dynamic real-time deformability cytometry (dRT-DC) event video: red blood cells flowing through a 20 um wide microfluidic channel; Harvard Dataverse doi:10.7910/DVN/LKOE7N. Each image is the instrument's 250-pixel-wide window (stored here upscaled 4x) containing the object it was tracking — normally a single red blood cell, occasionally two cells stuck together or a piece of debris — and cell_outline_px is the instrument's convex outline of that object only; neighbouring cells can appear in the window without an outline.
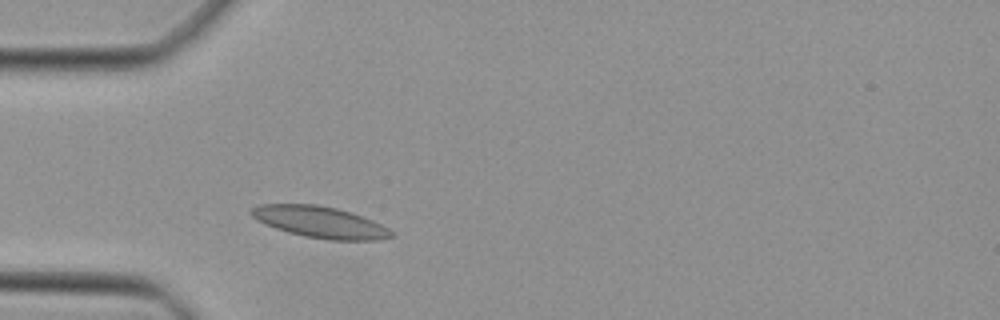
{"species": "Egyptian fruit bat (a non-hibernating species)", "species_latin": "Rousettus aegyptiacus", "temperature_condition": "cold", "stored_images_in_passage": 34, "camera_frame_rate_fps": 3000, "um_per_image_px": 0.085, "animal": {"sex": "female"}, "frame": {"image": 1, "passage_image": 1, "time_ms": 0.0, "image_size_px": [1000, 320], "cell_outline_px": [[392, 236], [376, 240], [328, 240], [304, 236], [288, 232], [264, 224], [256, 220], [252, 216], [252, 208], [260, 204], [316, 204], [336, 208], [372, 220], [388, 228], [392, 232]], "centroid_in_image_um": [27.17, 18.88], "position_along_channel_um": 57.8, "area_um2": 25.32}}
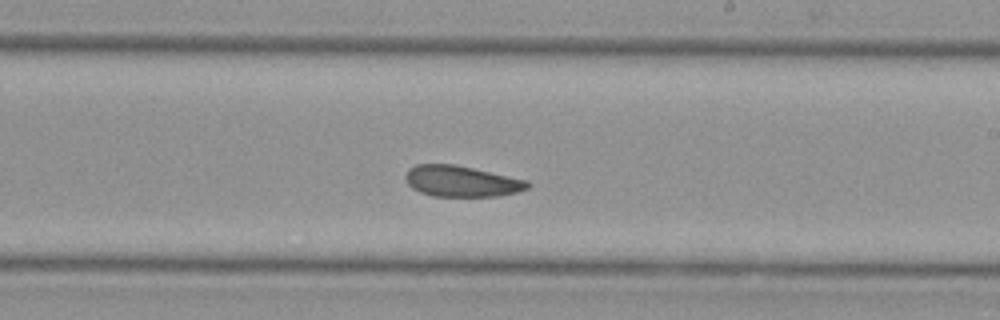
{"frame": {"image": 2, "passage_image": 15, "time_ms": 4.667, "image_size_px": [1000, 320], "cell_outline_px": [[532, 184], [528, 188], [516, 192], [500, 196], [432, 196], [420, 192], [412, 188], [408, 184], [404, 176], [408, 168], [416, 164], [456, 164], [528, 180]], "centroid_in_image_um": [39.22, 15.4], "position_along_channel_um": 249.8, "area_um2": 22.25}}
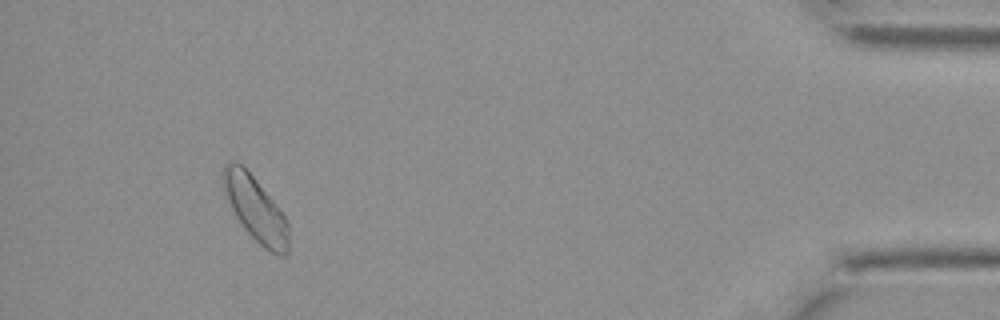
{"frame": {"image": 3, "passage_image": 31, "time_ms": 10.0, "image_size_px": [1000, 320], "cell_outline_px": [[288, 252], [284, 256], [276, 256], [264, 248], [244, 228], [236, 216], [224, 196], [224, 164], [236, 160], [256, 180], [276, 204], [284, 216], [288, 224]], "centroid_in_image_um": [21.73, 17.8], "position_along_channel_um": 413.5, "area_um2": 24.22}}